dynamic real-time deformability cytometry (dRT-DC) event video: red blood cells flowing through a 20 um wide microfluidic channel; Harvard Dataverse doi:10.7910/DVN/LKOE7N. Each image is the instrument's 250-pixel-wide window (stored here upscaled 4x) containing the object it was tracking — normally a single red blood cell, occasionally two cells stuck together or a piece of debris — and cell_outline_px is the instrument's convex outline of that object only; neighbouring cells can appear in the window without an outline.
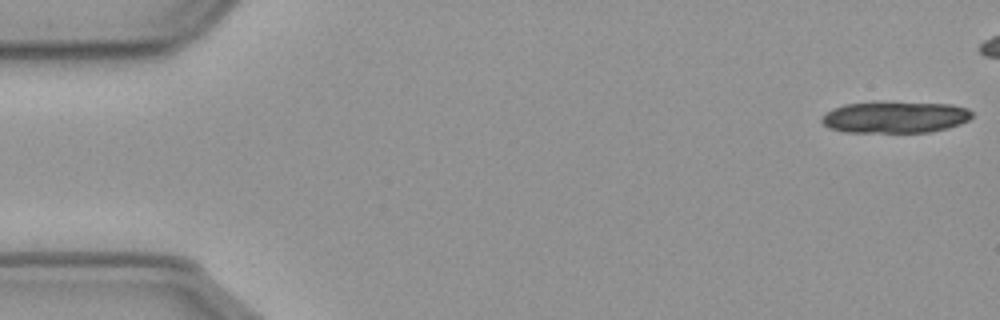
{"species": "common noctule bat (a hibernating species)", "species_latin": "Nyctalus noctula", "temperature_condition": "cold", "stored_images_in_passage": 18, "camera_frame_rate_fps": 3000, "um_per_image_px": 0.085, "animal": {"sex": "male", "body_mass_g": 23.1, "forearm_length_mm": 52.7}, "frame": {"image": 1, "passage_image": 1, "time_ms": 0.0, "image_size_px": [1000, 320], "cell_outline_px": [[972, 116], [968, 120], [960, 124], [928, 132], [844, 132], [828, 128], [820, 120], [832, 108], [844, 104], [876, 100], [880, 100], [952, 104], [968, 108], [972, 112]], "centroid_in_image_um": [76.06, 9.92], "position_along_channel_um": 8.9, "area_um2": 28.32}}